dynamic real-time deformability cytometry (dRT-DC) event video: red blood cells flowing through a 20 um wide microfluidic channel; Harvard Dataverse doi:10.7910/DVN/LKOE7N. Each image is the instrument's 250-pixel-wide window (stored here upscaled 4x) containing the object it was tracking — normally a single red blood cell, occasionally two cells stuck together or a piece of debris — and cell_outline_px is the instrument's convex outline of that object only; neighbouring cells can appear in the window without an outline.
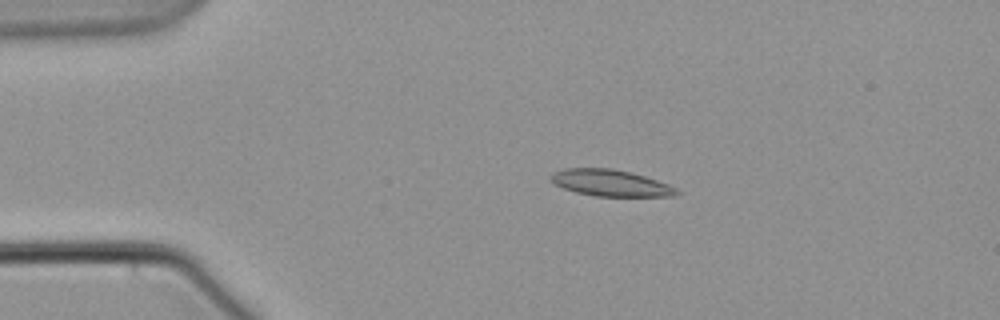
{"species": "common noctule bat (a hibernating species)", "species_latin": "Nyctalus noctula", "temperature_condition": "warm", "stored_images_in_passage": 11, "camera_frame_rate_fps": 3000, "um_per_image_px": 0.085, "animal": {"sex": "male", "body_mass_g": 21.5, "forearm_length_mm": 52.0}, "frame": {"image": 1, "passage_image": 4, "time_ms": 4.333, "image_size_px": [1000, 320], "cell_outline_px": [[680, 192], [672, 196], [596, 196], [576, 192], [564, 188], [556, 184], [548, 176], [564, 168], [612, 168], [644, 176], [668, 184], [676, 188]], "centroid_in_image_um": [51.89, 15.55], "position_along_channel_um": 33.1, "area_um2": 19.13}}
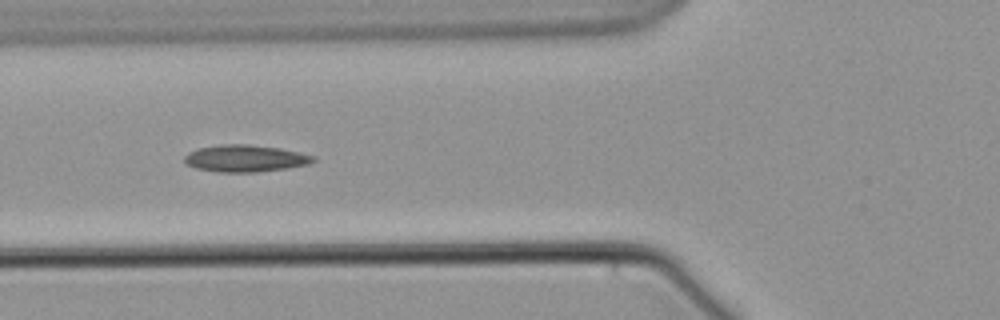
{"frame": {"image": 2, "passage_image": 7, "time_ms": 8.0, "image_size_px": [1000, 320], "cell_outline_px": [[316, 160], [308, 164], [288, 168], [256, 172], [220, 172], [196, 168], [184, 164], [184, 156], [188, 152], [196, 148], [220, 144], [248, 144], [280, 148], [300, 152], [316, 156]], "centroid_in_image_um": [20.83, 13.45], "position_along_channel_um": 105.0, "area_um2": 20.46}}
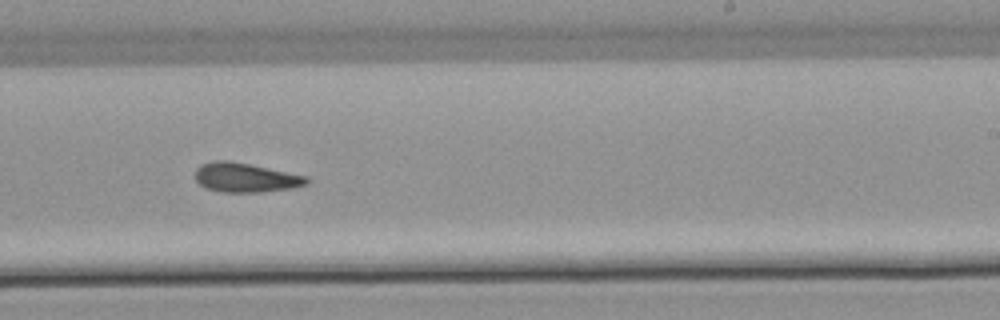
{"frame": {"image": 3, "passage_image": 11, "time_ms": 13.0, "image_size_px": [1000, 320], "cell_outline_px": [[308, 184], [292, 188], [260, 192], [220, 192], [204, 188], [196, 180], [196, 168], [200, 164], [212, 160], [228, 160], [308, 176]], "centroid_in_image_um": [20.84, 15.09], "position_along_channel_um": 268.2, "area_um2": 19.07}}